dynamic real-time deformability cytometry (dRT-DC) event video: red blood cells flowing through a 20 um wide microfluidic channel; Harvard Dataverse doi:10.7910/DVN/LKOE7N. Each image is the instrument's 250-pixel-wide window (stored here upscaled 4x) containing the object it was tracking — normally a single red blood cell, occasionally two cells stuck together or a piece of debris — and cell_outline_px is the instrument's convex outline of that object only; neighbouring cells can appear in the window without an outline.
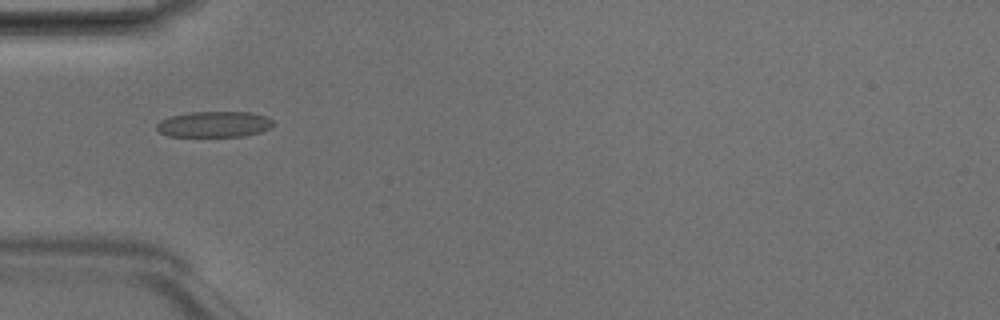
{"species": "Egyptian fruit bat (a non-hibernating species)", "species_latin": "Rousettus aegyptiacus", "temperature_condition": "room temperature", "stored_images_in_passage": 6, "camera_frame_rate_fps": 3000, "um_per_image_px": 0.085, "animal": {"sex": "male"}, "frame": {"image": 1, "passage_image": 5, "time_ms": 1.333, "image_size_px": [1000, 320], "cell_outline_px": [[272, 124], [268, 128], [260, 132], [244, 136], [168, 136], [160, 132], [156, 128], [156, 124], [160, 120], [168, 116], [188, 112], [252, 112], [268, 116], [272, 120]], "centroid_in_image_um": [18.17, 10.55], "position_along_channel_um": 66.8, "area_um2": 17.63}}